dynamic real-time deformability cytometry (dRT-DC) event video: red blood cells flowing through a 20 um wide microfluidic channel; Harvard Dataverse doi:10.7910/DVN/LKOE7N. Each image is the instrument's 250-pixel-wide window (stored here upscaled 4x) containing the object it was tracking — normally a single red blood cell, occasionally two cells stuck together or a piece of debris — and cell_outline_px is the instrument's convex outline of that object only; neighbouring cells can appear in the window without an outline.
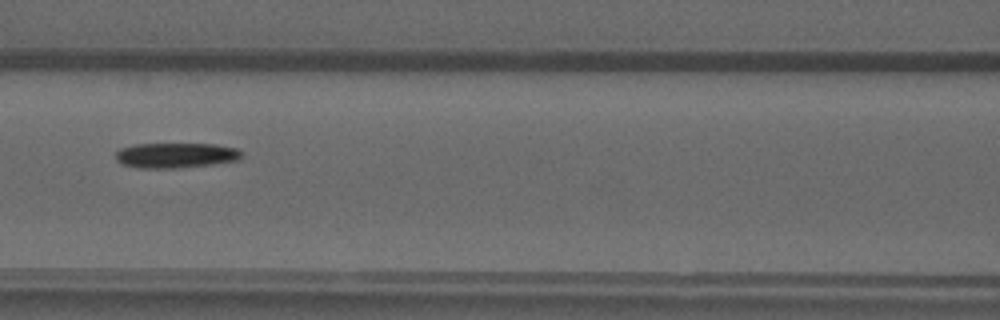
{"species": "common noctule bat (a hibernating species)", "species_latin": "Nyctalus noctula", "temperature_condition": "warm", "stored_images_in_passage": 26, "camera_frame_rate_fps": 3000, "um_per_image_px": 0.085, "animal": {"sex": "male", "forearm_length_mm": 52.5}, "frame": {"image": 1, "passage_image": 7, "time_ms": 2.0, "image_size_px": [1000, 320], "cell_outline_px": [[244, 156], [240, 160], [212, 164], [176, 168], [140, 168], [124, 164], [116, 160], [116, 152], [120, 148], [132, 144], [216, 144], [236, 148], [244, 152]], "centroid_in_image_um": [14.99, 13.19], "position_along_channel_um": 151.6, "area_um2": 18.61}}
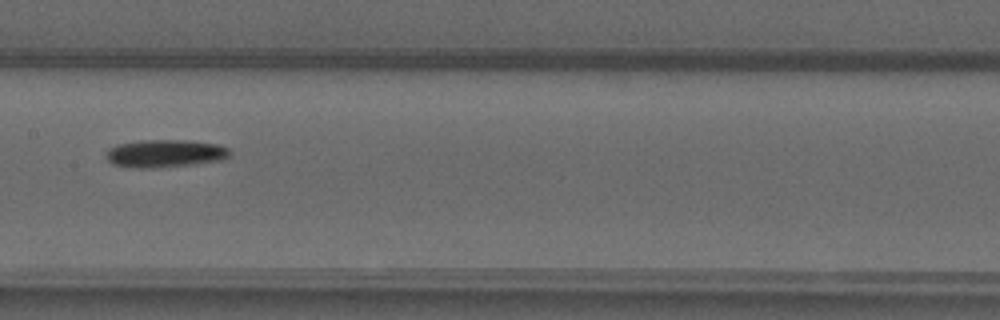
{"frame": {"image": 2, "passage_image": 10, "time_ms": 3.0, "image_size_px": [1000, 320], "cell_outline_px": [[232, 152], [228, 156], [220, 160], [188, 164], [148, 168], [128, 168], [112, 164], [108, 160], [108, 148], [116, 144], [140, 140], [188, 140], [216, 144], [228, 148]], "centroid_in_image_um": [13.98, 13.03], "position_along_channel_um": 193.4, "area_um2": 19.83}}